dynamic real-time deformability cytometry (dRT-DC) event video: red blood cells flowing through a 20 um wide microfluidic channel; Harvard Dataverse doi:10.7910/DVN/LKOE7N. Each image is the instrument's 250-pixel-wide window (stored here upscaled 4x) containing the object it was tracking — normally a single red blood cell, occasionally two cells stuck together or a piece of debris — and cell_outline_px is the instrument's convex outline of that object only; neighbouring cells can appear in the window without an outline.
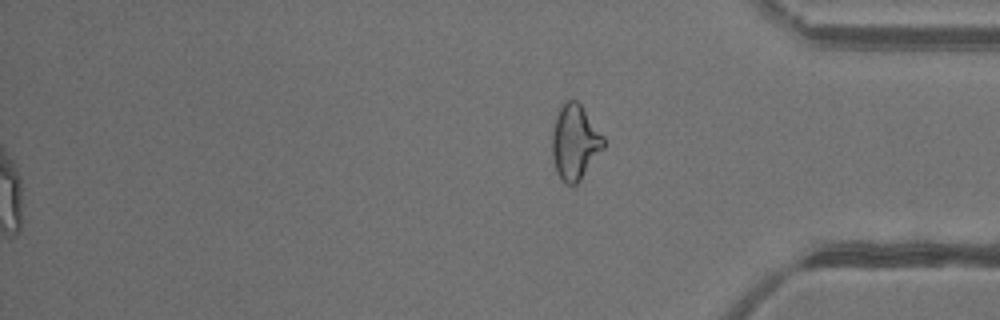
{"species": "common noctule bat (a hibernating species)", "species_latin": "Nyctalus noctula", "temperature_condition": "warm", "stored_images_in_passage": 50, "segment_of_instrument_passage": [2, 2], "camera_frame_rate_fps": 3000, "um_per_image_px": 0.085, "animal": {"sex": "female"}, "frame": {"image": 1, "passage_image": 50, "time_ms": 16.333, "image_size_px": [1000, 320], "cell_outline_px": [[604, 148], [580, 180], [576, 184], [568, 184], [556, 172], [552, 156], [552, 132], [556, 116], [564, 100], [576, 100], [580, 104], [604, 136]], "centroid_in_image_um": [48.86, 12.07], "position_along_channel_um": 386.3, "area_um2": 22.25}}